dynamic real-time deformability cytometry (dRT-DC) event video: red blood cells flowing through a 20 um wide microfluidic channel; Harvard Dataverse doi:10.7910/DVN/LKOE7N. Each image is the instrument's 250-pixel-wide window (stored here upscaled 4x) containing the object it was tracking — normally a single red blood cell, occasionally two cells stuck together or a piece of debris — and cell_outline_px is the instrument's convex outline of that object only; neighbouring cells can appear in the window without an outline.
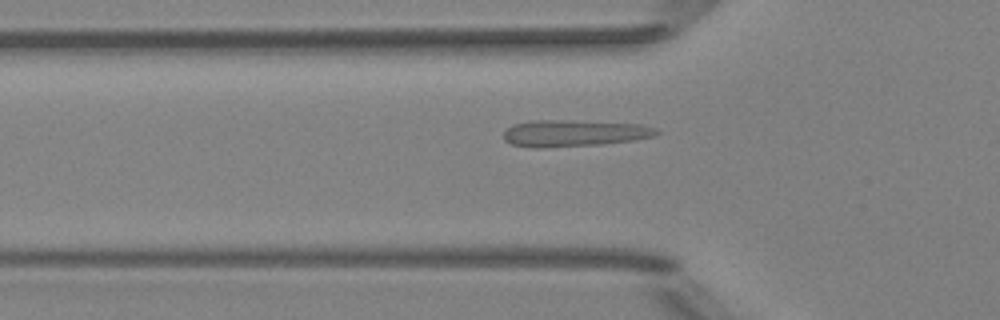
{"species": "Egyptian fruit bat (a non-hibernating species)", "species_latin": "Rousettus aegyptiacus", "temperature_condition": "room temperature", "stored_images_in_passage": 37, "camera_frame_rate_fps": 3000, "um_per_image_px": 0.085, "animal": {"sex": "female"}, "frame": {"image": 1, "passage_image": 3, "time_ms": 0.667, "image_size_px": [1000, 320], "cell_outline_px": [[660, 132], [656, 136], [632, 140], [600, 144], [544, 148], [532, 148], [512, 144], [504, 140], [504, 132], [512, 124], [528, 120], [564, 120], [640, 124], [656, 128]], "centroid_in_image_um": [48.76, 11.32], "position_along_channel_um": 77.0, "area_um2": 23.81}}
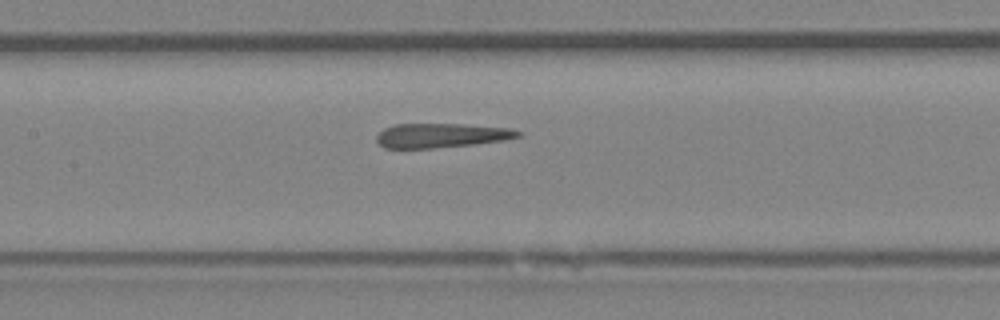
{"frame": {"image": 2, "passage_image": 10, "time_ms": 3.0, "image_size_px": [1000, 320], "cell_outline_px": [[524, 136], [508, 140], [476, 144], [436, 148], [384, 148], [376, 140], [376, 136], [384, 128], [392, 124], [464, 124], [512, 128], [524, 132]], "centroid_in_image_um": [37.6, 11.51], "position_along_channel_um": 169.8, "area_um2": 20.52}}
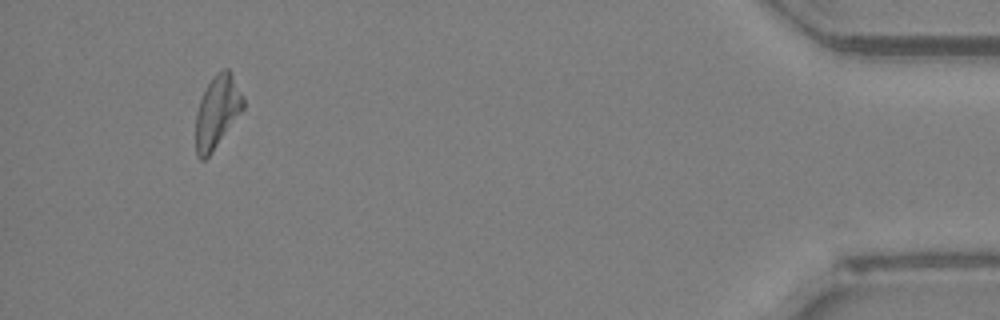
{"frame": {"image": 3, "passage_image": 34, "time_ms": 11.0, "image_size_px": [1000, 320], "cell_outline_px": [[244, 108], [212, 152], [204, 160], [200, 160], [196, 156], [196, 112], [204, 88], [212, 76], [216, 72], [224, 68], [228, 68], [244, 96]], "centroid_in_image_um": [18.45, 9.47], "position_along_channel_um": 416.8, "area_um2": 20.11}, "authors_computed_cell_mechanics": {"area_um2": 20.7502, "velocity_mm_per_s": 3.9886, "shape_relaxation_time_tau1_ms": null, "shape_relaxation_time_tau2_ms": 3.7435, "deformation_change_tau1": null, "deformation_change_tau2": 0.1384}}